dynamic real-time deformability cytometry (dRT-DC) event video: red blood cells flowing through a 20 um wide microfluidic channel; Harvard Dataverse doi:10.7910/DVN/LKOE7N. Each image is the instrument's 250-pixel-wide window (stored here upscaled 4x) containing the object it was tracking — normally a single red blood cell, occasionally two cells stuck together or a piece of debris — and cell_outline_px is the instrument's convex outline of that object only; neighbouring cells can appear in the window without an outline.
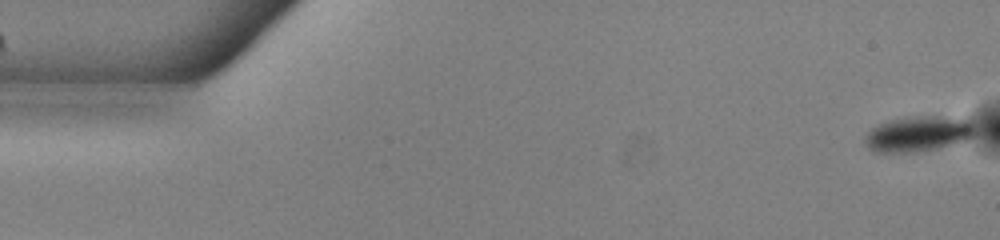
{"species": "common noctule bat (a hibernating species)", "species_latin": "Nyctalus noctula", "temperature_condition": "warm", "stored_images_in_passage": 53, "camera_frame_rate_fps": 3000, "um_per_image_px": 0.085, "animal": {"sex": "male", "body_mass_g": 13.0, "forearm_length_mm": 53.1}, "frame": {"image": 1, "passage_image": 1, "time_ms": 0.0, "image_size_px": [1000, 240], "cell_outline_px": [[976, 132], [972, 136], [964, 140], [936, 148], [916, 152], [872, 152], [864, 144], [864, 136], [872, 128], [880, 124], [892, 120], [912, 116], [940, 116], [972, 120], [976, 128]], "centroid_in_image_um": [78.04, 11.37], "position_along_channel_um": 7.0, "area_um2": 22.66}}
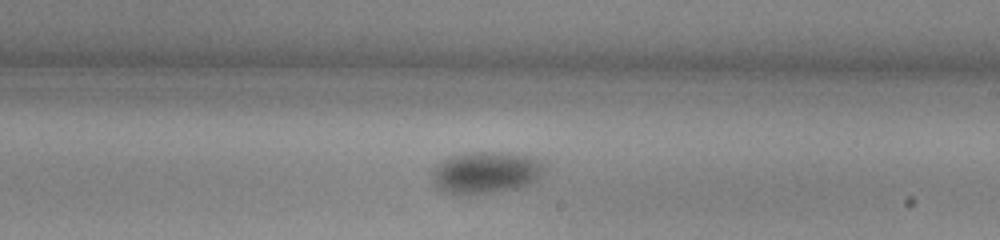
{"frame": {"image": 2, "passage_image": 31, "time_ms": 10.0, "image_size_px": [1000, 240], "cell_outline_px": [[548, 168], [536, 180], [528, 184], [516, 188], [488, 192], [448, 192], [436, 188], [432, 180], [432, 172], [436, 164], [448, 156], [468, 152], [500, 152], [536, 156]], "centroid_in_image_um": [41.33, 14.61], "position_along_channel_um": 247.7, "area_um2": 27.22}}
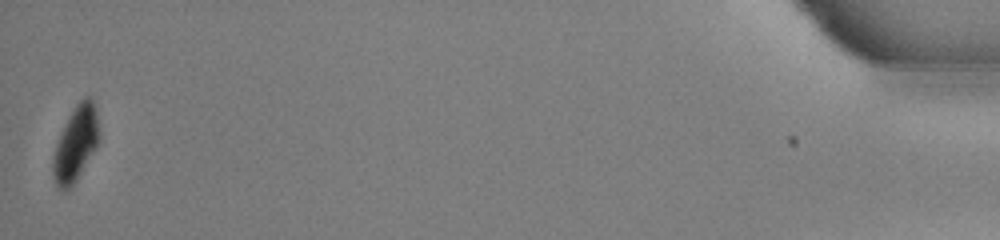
{"frame": {"image": 3, "passage_image": 53, "time_ms": 17.333, "image_size_px": [1000, 240], "cell_outline_px": [[100, 136], [96, 148], [76, 180], [68, 188], [60, 192], [56, 184], [52, 172], [52, 156], [56, 144], [64, 124], [68, 116], [76, 104], [84, 96], [92, 96], [96, 108], [100, 132]], "centroid_in_image_um": [6.44, 12.17], "position_along_channel_um": 428.8, "area_um2": 20.35}, "authors_computed_cell_mechanics": {"area_um2": 25.2008, "velocity_mm_per_s": 3.844, "shape_relaxation_time_tau1_ms": 1.8925, "shape_relaxation_time_tau2_ms": null, "deformation_change_tau1": 0.052, "deformation_change_tau2": null}}